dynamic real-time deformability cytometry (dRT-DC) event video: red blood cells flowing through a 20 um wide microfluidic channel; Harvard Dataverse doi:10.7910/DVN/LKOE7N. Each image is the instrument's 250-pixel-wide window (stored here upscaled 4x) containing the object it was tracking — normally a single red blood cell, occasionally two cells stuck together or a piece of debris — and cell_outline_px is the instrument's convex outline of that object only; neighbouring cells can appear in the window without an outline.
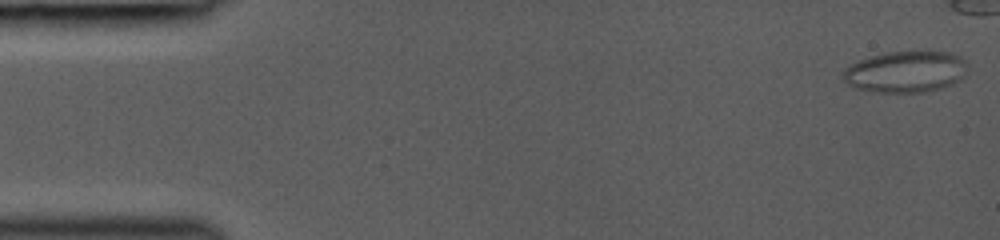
{"species": "common noctule bat (a hibernating species)", "species_latin": "Nyctalus noctula", "temperature_condition": "room temperature", "stored_images_in_passage": 10, "camera_frame_rate_fps": 3000, "um_per_image_px": 0.085, "animal": {"sex": "female", "body_mass_g": 19.0, "forearm_length_mm": 53.3}, "frame": {"image": 1, "passage_image": 1, "time_ms": 0.0, "image_size_px": [1000, 240], "cell_outline_px": [[968, 64], [964, 76], [960, 80], [952, 84], [940, 88], [924, 92], [876, 92], [856, 88], [848, 84], [844, 80], [844, 68], [860, 60], [884, 52], [916, 48], [928, 48], [952, 52], [960, 56]], "centroid_in_image_um": [77.05, 6.03], "position_along_channel_um": 7.9, "area_um2": 31.04}}